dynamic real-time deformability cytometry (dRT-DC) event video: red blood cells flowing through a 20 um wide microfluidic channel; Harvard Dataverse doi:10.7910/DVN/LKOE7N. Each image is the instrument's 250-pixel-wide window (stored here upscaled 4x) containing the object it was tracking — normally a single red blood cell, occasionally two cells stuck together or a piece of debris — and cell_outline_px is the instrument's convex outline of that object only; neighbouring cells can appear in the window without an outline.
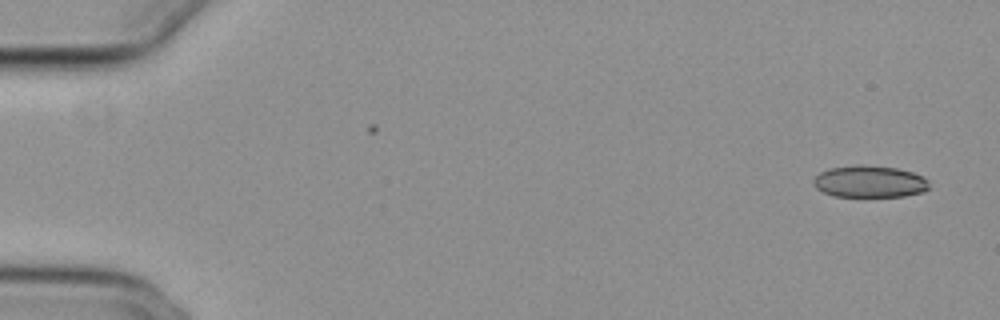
{"species": "common noctule bat (a hibernating species)", "species_latin": "Nyctalus noctula", "temperature_condition": "cold", "stored_images_in_passage": 11, "camera_frame_rate_fps": 3000, "um_per_image_px": 0.085, "animal": {"sex": "female", "body_mass_g": 29.2, "forearm_length_mm": 56.3}, "frame": {"image": 1, "passage_image": 1, "time_ms": 0.0, "image_size_px": [1000, 320], "cell_outline_px": [[928, 188], [924, 192], [904, 196], [832, 196], [816, 188], [812, 184], [812, 180], [820, 172], [828, 168], [860, 164], [864, 164], [896, 168], [912, 172], [924, 176], [928, 180]], "centroid_in_image_um": [73.9, 15.42], "position_along_channel_um": 11.1, "area_um2": 21.68}}